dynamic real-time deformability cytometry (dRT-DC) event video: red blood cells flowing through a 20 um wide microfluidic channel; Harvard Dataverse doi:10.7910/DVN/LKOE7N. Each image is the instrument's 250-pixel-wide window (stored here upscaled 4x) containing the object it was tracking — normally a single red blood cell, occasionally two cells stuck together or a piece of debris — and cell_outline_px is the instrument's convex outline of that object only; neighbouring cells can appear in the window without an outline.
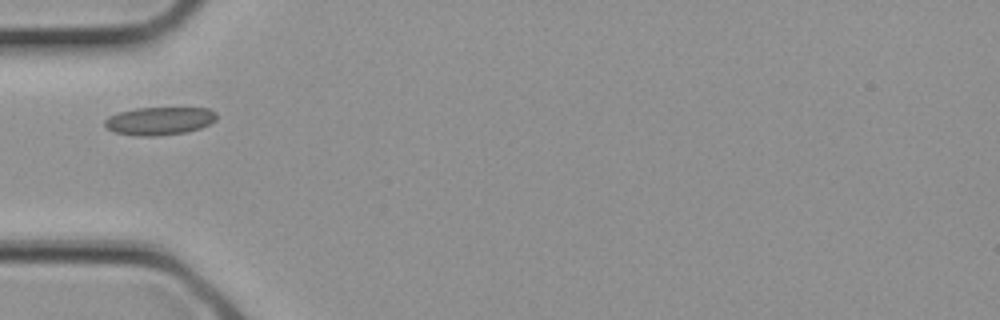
{"species": "common noctule bat (a hibernating species)", "species_latin": "Nyctalus noctula", "temperature_condition": "cold", "stored_images_in_passage": 1, "camera_frame_rate_fps": 3000, "um_per_image_px": 0.085, "animal": {"sex": "female", "body_mass_g": 21.9}, "frame": {"image": 1, "passage_image": 1, "time_ms": 0.0, "image_size_px": [1000, 320], "cell_outline_px": [[216, 120], [200, 128], [188, 132], [156, 136], [136, 136], [112, 132], [104, 124], [104, 120], [108, 116], [120, 112], [136, 108], [208, 108], [216, 112]], "centroid_in_image_um": [13.54, 10.28], "position_along_channel_um": 71.5, "area_um2": 18.32}}